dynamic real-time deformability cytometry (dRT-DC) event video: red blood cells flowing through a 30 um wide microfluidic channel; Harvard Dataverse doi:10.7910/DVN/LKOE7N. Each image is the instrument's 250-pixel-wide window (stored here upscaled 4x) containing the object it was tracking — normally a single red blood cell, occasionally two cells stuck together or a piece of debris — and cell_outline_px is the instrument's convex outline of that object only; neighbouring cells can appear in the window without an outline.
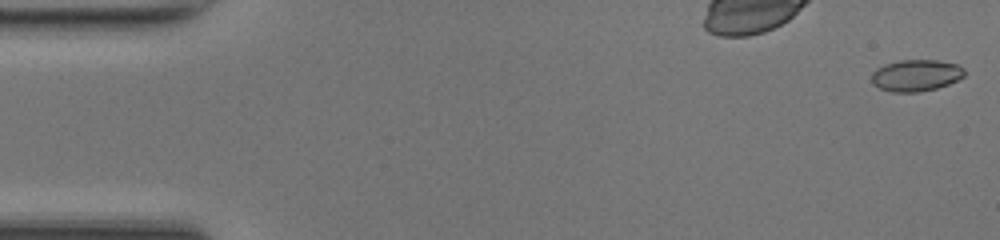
{"species": "common noctule bat (a hibernating species)", "species_latin": "Nyctalus noctula", "temperature_condition": "room temperature", "stored_images_in_passage": 49, "camera_frame_rate_fps": 3000, "um_per_image_px": 0.085, "animal": {"sex": "female", "body_mass_g": 17.0, "forearm_length_mm": 48.0}, "frame": {"image": 1, "passage_image": 1, "time_ms": 0.0, "image_size_px": [1000, 240], "cell_outline_px": [[964, 76], [948, 84], [936, 88], [920, 92], [892, 92], [880, 88], [872, 84], [872, 72], [876, 68], [884, 64], [900, 60], [936, 60], [956, 64], [964, 68]], "centroid_in_image_um": [77.83, 6.41], "position_along_channel_um": 7.2, "area_um2": 17.11}}
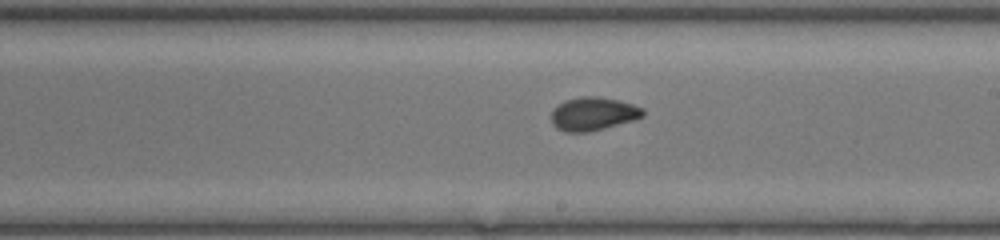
{"frame": {"image": 2, "passage_image": 28, "time_ms": 9.0, "image_size_px": [1000, 240], "cell_outline_px": [[644, 116], [636, 120], [588, 132], [564, 132], [556, 128], [552, 124], [552, 112], [564, 100], [580, 96], [596, 96], [616, 100], [632, 104], [644, 108]], "centroid_in_image_um": [50.44, 9.68], "position_along_channel_um": 238.6, "area_um2": 17.8}}
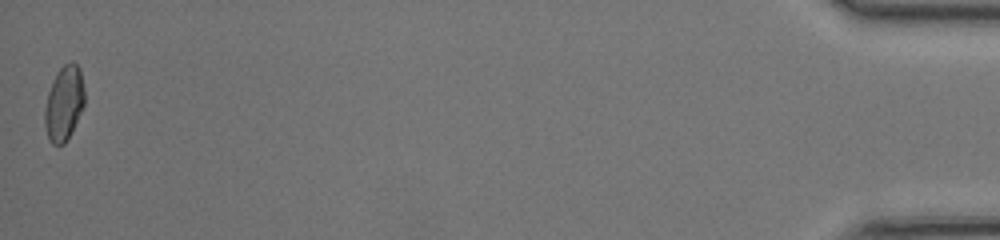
{"frame": {"image": 3, "passage_image": 49, "time_ms": 16.0, "image_size_px": [1000, 240], "cell_outline_px": [[84, 104], [64, 144], [52, 144], [48, 140], [44, 124], [44, 112], [48, 92], [52, 80], [60, 68], [64, 64], [72, 60], [80, 68], [84, 88]], "centroid_in_image_um": [5.42, 8.74], "position_along_channel_um": 429.8, "area_um2": 17.17}, "authors_computed_cell_mechanics": {"area_um2": 17.2822, "velocity_mm_per_s": 4.2268, "shape_relaxation_time_tau1_ms": 5.9338, "shape_relaxation_time_tau2_ms": 1.0979, "deformation_change_tau1": 0.1689, "deformation_change_tau2": 0.0489}}